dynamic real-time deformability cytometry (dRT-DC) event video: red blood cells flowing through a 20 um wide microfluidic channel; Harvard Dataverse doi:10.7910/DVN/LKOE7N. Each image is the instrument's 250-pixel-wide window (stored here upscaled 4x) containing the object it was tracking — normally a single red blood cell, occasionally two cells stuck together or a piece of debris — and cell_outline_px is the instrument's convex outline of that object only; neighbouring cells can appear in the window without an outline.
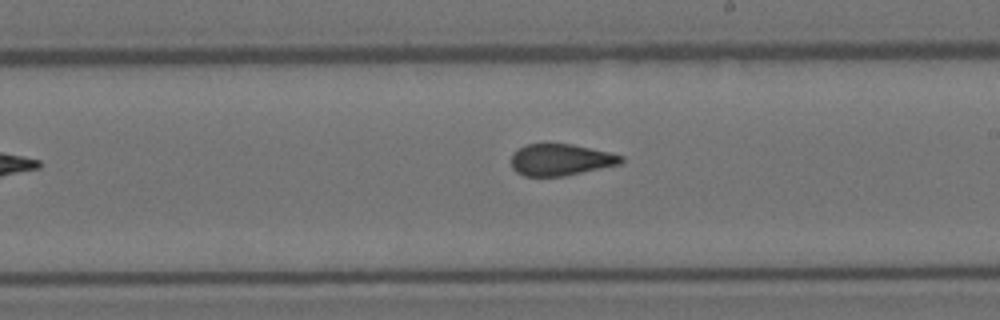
{"species": "Egyptian fruit bat (a non-hibernating species)", "species_latin": "Rousettus aegyptiacus", "temperature_condition": "room temperature", "stored_images_in_passage": 7, "camera_frame_rate_fps": 3000, "um_per_image_px": 0.085, "animal": {"sex": "female"}, "frame": {"image": 1, "passage_image": 7, "time_ms": 2.0, "image_size_px": [1000, 320], "cell_outline_px": [[624, 160], [620, 164], [564, 176], [524, 176], [516, 172], [512, 168], [512, 152], [528, 144], [572, 144], [608, 152], [624, 156]], "centroid_in_image_um": [47.65, 13.58], "position_along_channel_um": 241.4, "area_um2": 20.11}}